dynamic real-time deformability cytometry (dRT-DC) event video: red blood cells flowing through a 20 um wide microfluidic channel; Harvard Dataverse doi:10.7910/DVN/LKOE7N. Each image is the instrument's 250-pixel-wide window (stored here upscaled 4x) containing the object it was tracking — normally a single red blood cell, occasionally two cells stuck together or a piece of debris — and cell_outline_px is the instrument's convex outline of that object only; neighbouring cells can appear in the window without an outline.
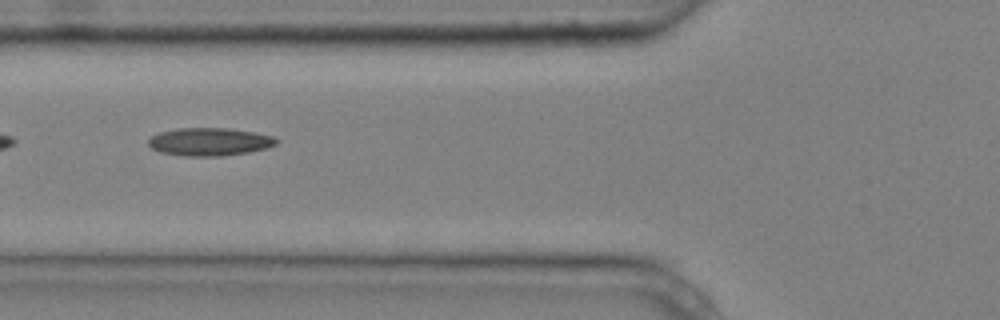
{"species": "common noctule bat (a hibernating species)", "species_latin": "Nyctalus noctula", "temperature_condition": "cold", "stored_images_in_passage": 4, "camera_frame_rate_fps": 3000, "um_per_image_px": 0.085, "animal": {"sex": "male", "body_mass_g": 20.4}, "frame": {"image": 1, "passage_image": 3, "time_ms": 0.667, "image_size_px": [1000, 320], "cell_outline_px": [[280, 140], [276, 144], [268, 148], [248, 152], [220, 156], [184, 156], [160, 152], [152, 148], [148, 144], [148, 140], [152, 136], [160, 132], [180, 128], [228, 128], [252, 132], [272, 136]], "centroid_in_image_um": [17.82, 12.05], "position_along_channel_um": 108.0, "area_um2": 20.75}}